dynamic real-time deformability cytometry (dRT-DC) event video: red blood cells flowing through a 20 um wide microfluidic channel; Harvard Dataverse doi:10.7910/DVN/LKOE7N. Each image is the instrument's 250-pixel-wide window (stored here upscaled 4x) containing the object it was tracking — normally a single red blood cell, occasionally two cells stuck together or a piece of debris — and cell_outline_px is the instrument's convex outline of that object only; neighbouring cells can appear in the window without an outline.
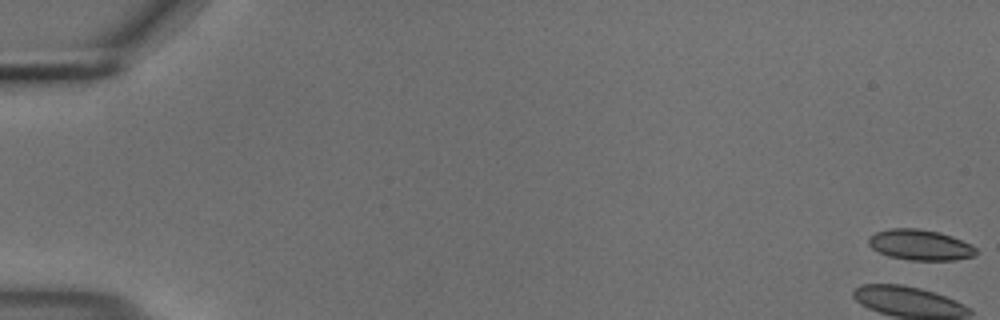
{"species": "common noctule bat (a hibernating species)", "species_latin": "Nyctalus noctula", "temperature_condition": "cold", "stored_images_in_passage": 56, "camera_frame_rate_fps": 3000, "um_per_image_px": 0.085, "animal": {"sex": "male", "body_mass_g": 18.8}, "frame": {"image": 1, "passage_image": 1, "time_ms": 0.0, "image_size_px": [1000, 320], "cell_outline_px": [[980, 252], [976, 256], [956, 260], [908, 260], [888, 256], [872, 248], [868, 244], [868, 240], [876, 232], [892, 228], [920, 228], [940, 232], [952, 236], [972, 244]], "centroid_in_image_um": [78.28, 20.82], "position_along_channel_um": 6.7, "area_um2": 19.42}}